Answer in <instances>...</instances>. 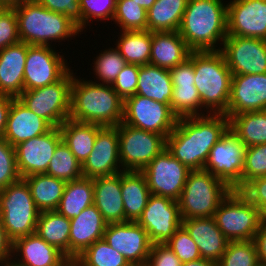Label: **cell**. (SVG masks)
Masks as SVG:
<instances>
[{
    "label": "cell",
    "mask_w": 266,
    "mask_h": 266,
    "mask_svg": "<svg viewBox=\"0 0 266 266\" xmlns=\"http://www.w3.org/2000/svg\"><path fill=\"white\" fill-rule=\"evenodd\" d=\"M113 21L122 31L147 30V11L133 0H117Z\"/></svg>",
    "instance_id": "obj_40"
},
{
    "label": "cell",
    "mask_w": 266,
    "mask_h": 266,
    "mask_svg": "<svg viewBox=\"0 0 266 266\" xmlns=\"http://www.w3.org/2000/svg\"><path fill=\"white\" fill-rule=\"evenodd\" d=\"M28 44L18 42L0 50V94L18 98L24 91Z\"/></svg>",
    "instance_id": "obj_26"
},
{
    "label": "cell",
    "mask_w": 266,
    "mask_h": 266,
    "mask_svg": "<svg viewBox=\"0 0 266 266\" xmlns=\"http://www.w3.org/2000/svg\"><path fill=\"white\" fill-rule=\"evenodd\" d=\"M136 222L147 231L152 244L166 243L182 226L178 201L151 194Z\"/></svg>",
    "instance_id": "obj_14"
},
{
    "label": "cell",
    "mask_w": 266,
    "mask_h": 266,
    "mask_svg": "<svg viewBox=\"0 0 266 266\" xmlns=\"http://www.w3.org/2000/svg\"><path fill=\"white\" fill-rule=\"evenodd\" d=\"M93 71L102 84L112 85L119 72L127 64L116 48L106 49L96 56Z\"/></svg>",
    "instance_id": "obj_43"
},
{
    "label": "cell",
    "mask_w": 266,
    "mask_h": 266,
    "mask_svg": "<svg viewBox=\"0 0 266 266\" xmlns=\"http://www.w3.org/2000/svg\"><path fill=\"white\" fill-rule=\"evenodd\" d=\"M92 204H94L93 179L82 177L66 183L56 211L71 219L79 216Z\"/></svg>",
    "instance_id": "obj_34"
},
{
    "label": "cell",
    "mask_w": 266,
    "mask_h": 266,
    "mask_svg": "<svg viewBox=\"0 0 266 266\" xmlns=\"http://www.w3.org/2000/svg\"><path fill=\"white\" fill-rule=\"evenodd\" d=\"M0 266H12L11 264H1Z\"/></svg>",
    "instance_id": "obj_61"
},
{
    "label": "cell",
    "mask_w": 266,
    "mask_h": 266,
    "mask_svg": "<svg viewBox=\"0 0 266 266\" xmlns=\"http://www.w3.org/2000/svg\"><path fill=\"white\" fill-rule=\"evenodd\" d=\"M15 13L20 41L28 45L51 46L50 41L60 42L81 32L64 14L44 8L36 0L15 8Z\"/></svg>",
    "instance_id": "obj_5"
},
{
    "label": "cell",
    "mask_w": 266,
    "mask_h": 266,
    "mask_svg": "<svg viewBox=\"0 0 266 266\" xmlns=\"http://www.w3.org/2000/svg\"><path fill=\"white\" fill-rule=\"evenodd\" d=\"M138 73L139 65L127 63L111 85L123 100L136 94Z\"/></svg>",
    "instance_id": "obj_48"
},
{
    "label": "cell",
    "mask_w": 266,
    "mask_h": 266,
    "mask_svg": "<svg viewBox=\"0 0 266 266\" xmlns=\"http://www.w3.org/2000/svg\"><path fill=\"white\" fill-rule=\"evenodd\" d=\"M218 49L232 75L266 73V40L227 35Z\"/></svg>",
    "instance_id": "obj_15"
},
{
    "label": "cell",
    "mask_w": 266,
    "mask_h": 266,
    "mask_svg": "<svg viewBox=\"0 0 266 266\" xmlns=\"http://www.w3.org/2000/svg\"><path fill=\"white\" fill-rule=\"evenodd\" d=\"M103 126L71 120H65L59 129L62 141L69 147L76 159L83 164L93 150L98 132Z\"/></svg>",
    "instance_id": "obj_31"
},
{
    "label": "cell",
    "mask_w": 266,
    "mask_h": 266,
    "mask_svg": "<svg viewBox=\"0 0 266 266\" xmlns=\"http://www.w3.org/2000/svg\"><path fill=\"white\" fill-rule=\"evenodd\" d=\"M227 16L228 35L266 40V0H232Z\"/></svg>",
    "instance_id": "obj_19"
},
{
    "label": "cell",
    "mask_w": 266,
    "mask_h": 266,
    "mask_svg": "<svg viewBox=\"0 0 266 266\" xmlns=\"http://www.w3.org/2000/svg\"><path fill=\"white\" fill-rule=\"evenodd\" d=\"M62 141L59 127L15 146L16 164L23 179L32 174L46 173L57 145Z\"/></svg>",
    "instance_id": "obj_18"
},
{
    "label": "cell",
    "mask_w": 266,
    "mask_h": 266,
    "mask_svg": "<svg viewBox=\"0 0 266 266\" xmlns=\"http://www.w3.org/2000/svg\"><path fill=\"white\" fill-rule=\"evenodd\" d=\"M165 244L175 253L181 263L201 258L197 244L183 226Z\"/></svg>",
    "instance_id": "obj_46"
},
{
    "label": "cell",
    "mask_w": 266,
    "mask_h": 266,
    "mask_svg": "<svg viewBox=\"0 0 266 266\" xmlns=\"http://www.w3.org/2000/svg\"><path fill=\"white\" fill-rule=\"evenodd\" d=\"M190 52L178 31L152 32L150 64L170 70L183 63Z\"/></svg>",
    "instance_id": "obj_28"
},
{
    "label": "cell",
    "mask_w": 266,
    "mask_h": 266,
    "mask_svg": "<svg viewBox=\"0 0 266 266\" xmlns=\"http://www.w3.org/2000/svg\"><path fill=\"white\" fill-rule=\"evenodd\" d=\"M258 260L261 266H266V224L261 223L253 239Z\"/></svg>",
    "instance_id": "obj_55"
},
{
    "label": "cell",
    "mask_w": 266,
    "mask_h": 266,
    "mask_svg": "<svg viewBox=\"0 0 266 266\" xmlns=\"http://www.w3.org/2000/svg\"><path fill=\"white\" fill-rule=\"evenodd\" d=\"M136 95L170 105L173 84L169 69L152 64L139 65Z\"/></svg>",
    "instance_id": "obj_29"
},
{
    "label": "cell",
    "mask_w": 266,
    "mask_h": 266,
    "mask_svg": "<svg viewBox=\"0 0 266 266\" xmlns=\"http://www.w3.org/2000/svg\"><path fill=\"white\" fill-rule=\"evenodd\" d=\"M94 205L109 223L125 222L121 172L93 179Z\"/></svg>",
    "instance_id": "obj_27"
},
{
    "label": "cell",
    "mask_w": 266,
    "mask_h": 266,
    "mask_svg": "<svg viewBox=\"0 0 266 266\" xmlns=\"http://www.w3.org/2000/svg\"><path fill=\"white\" fill-rule=\"evenodd\" d=\"M121 33L115 48L126 63L140 66L150 64L152 32L144 30L121 31Z\"/></svg>",
    "instance_id": "obj_37"
},
{
    "label": "cell",
    "mask_w": 266,
    "mask_h": 266,
    "mask_svg": "<svg viewBox=\"0 0 266 266\" xmlns=\"http://www.w3.org/2000/svg\"><path fill=\"white\" fill-rule=\"evenodd\" d=\"M118 130L120 164L124 171H142L166 148V138L120 123Z\"/></svg>",
    "instance_id": "obj_10"
},
{
    "label": "cell",
    "mask_w": 266,
    "mask_h": 266,
    "mask_svg": "<svg viewBox=\"0 0 266 266\" xmlns=\"http://www.w3.org/2000/svg\"><path fill=\"white\" fill-rule=\"evenodd\" d=\"M32 0H0V8L15 9Z\"/></svg>",
    "instance_id": "obj_57"
},
{
    "label": "cell",
    "mask_w": 266,
    "mask_h": 266,
    "mask_svg": "<svg viewBox=\"0 0 266 266\" xmlns=\"http://www.w3.org/2000/svg\"><path fill=\"white\" fill-rule=\"evenodd\" d=\"M82 12V31L90 20H113L117 0H79ZM87 23V24H86Z\"/></svg>",
    "instance_id": "obj_47"
},
{
    "label": "cell",
    "mask_w": 266,
    "mask_h": 266,
    "mask_svg": "<svg viewBox=\"0 0 266 266\" xmlns=\"http://www.w3.org/2000/svg\"><path fill=\"white\" fill-rule=\"evenodd\" d=\"M266 176V143L245 149L242 188L256 178Z\"/></svg>",
    "instance_id": "obj_44"
},
{
    "label": "cell",
    "mask_w": 266,
    "mask_h": 266,
    "mask_svg": "<svg viewBox=\"0 0 266 266\" xmlns=\"http://www.w3.org/2000/svg\"><path fill=\"white\" fill-rule=\"evenodd\" d=\"M218 266H261L254 241H229Z\"/></svg>",
    "instance_id": "obj_42"
},
{
    "label": "cell",
    "mask_w": 266,
    "mask_h": 266,
    "mask_svg": "<svg viewBox=\"0 0 266 266\" xmlns=\"http://www.w3.org/2000/svg\"><path fill=\"white\" fill-rule=\"evenodd\" d=\"M21 179L17 164L15 147L0 137V191Z\"/></svg>",
    "instance_id": "obj_45"
},
{
    "label": "cell",
    "mask_w": 266,
    "mask_h": 266,
    "mask_svg": "<svg viewBox=\"0 0 266 266\" xmlns=\"http://www.w3.org/2000/svg\"><path fill=\"white\" fill-rule=\"evenodd\" d=\"M44 8L62 13L75 23L82 32V12L79 0H36Z\"/></svg>",
    "instance_id": "obj_50"
},
{
    "label": "cell",
    "mask_w": 266,
    "mask_h": 266,
    "mask_svg": "<svg viewBox=\"0 0 266 266\" xmlns=\"http://www.w3.org/2000/svg\"><path fill=\"white\" fill-rule=\"evenodd\" d=\"M121 191L124 204L125 222H136L145 209L150 189L141 171L121 172Z\"/></svg>",
    "instance_id": "obj_30"
},
{
    "label": "cell",
    "mask_w": 266,
    "mask_h": 266,
    "mask_svg": "<svg viewBox=\"0 0 266 266\" xmlns=\"http://www.w3.org/2000/svg\"><path fill=\"white\" fill-rule=\"evenodd\" d=\"M71 223L56 210L40 212L36 234L48 244L55 246L69 258V235Z\"/></svg>",
    "instance_id": "obj_35"
},
{
    "label": "cell",
    "mask_w": 266,
    "mask_h": 266,
    "mask_svg": "<svg viewBox=\"0 0 266 266\" xmlns=\"http://www.w3.org/2000/svg\"><path fill=\"white\" fill-rule=\"evenodd\" d=\"M72 266H131L125 257L103 238L86 248L72 261Z\"/></svg>",
    "instance_id": "obj_38"
},
{
    "label": "cell",
    "mask_w": 266,
    "mask_h": 266,
    "mask_svg": "<svg viewBox=\"0 0 266 266\" xmlns=\"http://www.w3.org/2000/svg\"><path fill=\"white\" fill-rule=\"evenodd\" d=\"M120 168L118 130L103 127L97 134L92 152L82 164L83 177L95 179L114 175L124 171Z\"/></svg>",
    "instance_id": "obj_20"
},
{
    "label": "cell",
    "mask_w": 266,
    "mask_h": 266,
    "mask_svg": "<svg viewBox=\"0 0 266 266\" xmlns=\"http://www.w3.org/2000/svg\"><path fill=\"white\" fill-rule=\"evenodd\" d=\"M123 107L124 100L111 85L78 79L73 74L69 115L71 120L115 127L123 120Z\"/></svg>",
    "instance_id": "obj_2"
},
{
    "label": "cell",
    "mask_w": 266,
    "mask_h": 266,
    "mask_svg": "<svg viewBox=\"0 0 266 266\" xmlns=\"http://www.w3.org/2000/svg\"><path fill=\"white\" fill-rule=\"evenodd\" d=\"M182 226L197 244L201 258L218 263L229 240L223 235L214 218L183 219Z\"/></svg>",
    "instance_id": "obj_25"
},
{
    "label": "cell",
    "mask_w": 266,
    "mask_h": 266,
    "mask_svg": "<svg viewBox=\"0 0 266 266\" xmlns=\"http://www.w3.org/2000/svg\"><path fill=\"white\" fill-rule=\"evenodd\" d=\"M13 99V97L0 94V137L5 132L8 113Z\"/></svg>",
    "instance_id": "obj_56"
},
{
    "label": "cell",
    "mask_w": 266,
    "mask_h": 266,
    "mask_svg": "<svg viewBox=\"0 0 266 266\" xmlns=\"http://www.w3.org/2000/svg\"><path fill=\"white\" fill-rule=\"evenodd\" d=\"M73 72L69 70L59 81L23 91L18 99L34 114L59 127L70 115Z\"/></svg>",
    "instance_id": "obj_9"
},
{
    "label": "cell",
    "mask_w": 266,
    "mask_h": 266,
    "mask_svg": "<svg viewBox=\"0 0 266 266\" xmlns=\"http://www.w3.org/2000/svg\"><path fill=\"white\" fill-rule=\"evenodd\" d=\"M188 0H156L147 11L150 32L178 31Z\"/></svg>",
    "instance_id": "obj_33"
},
{
    "label": "cell",
    "mask_w": 266,
    "mask_h": 266,
    "mask_svg": "<svg viewBox=\"0 0 266 266\" xmlns=\"http://www.w3.org/2000/svg\"><path fill=\"white\" fill-rule=\"evenodd\" d=\"M213 218L229 241L253 240L261 224L259 209L233 189L222 200Z\"/></svg>",
    "instance_id": "obj_8"
},
{
    "label": "cell",
    "mask_w": 266,
    "mask_h": 266,
    "mask_svg": "<svg viewBox=\"0 0 266 266\" xmlns=\"http://www.w3.org/2000/svg\"><path fill=\"white\" fill-rule=\"evenodd\" d=\"M240 192L259 209L266 203V176L248 182Z\"/></svg>",
    "instance_id": "obj_53"
},
{
    "label": "cell",
    "mask_w": 266,
    "mask_h": 266,
    "mask_svg": "<svg viewBox=\"0 0 266 266\" xmlns=\"http://www.w3.org/2000/svg\"><path fill=\"white\" fill-rule=\"evenodd\" d=\"M173 86L195 85V74L193 68V51L181 64L169 70Z\"/></svg>",
    "instance_id": "obj_52"
},
{
    "label": "cell",
    "mask_w": 266,
    "mask_h": 266,
    "mask_svg": "<svg viewBox=\"0 0 266 266\" xmlns=\"http://www.w3.org/2000/svg\"><path fill=\"white\" fill-rule=\"evenodd\" d=\"M260 223L266 224V203L259 208Z\"/></svg>",
    "instance_id": "obj_60"
},
{
    "label": "cell",
    "mask_w": 266,
    "mask_h": 266,
    "mask_svg": "<svg viewBox=\"0 0 266 266\" xmlns=\"http://www.w3.org/2000/svg\"><path fill=\"white\" fill-rule=\"evenodd\" d=\"M12 246L13 242L8 238L0 216V265L12 262Z\"/></svg>",
    "instance_id": "obj_54"
},
{
    "label": "cell",
    "mask_w": 266,
    "mask_h": 266,
    "mask_svg": "<svg viewBox=\"0 0 266 266\" xmlns=\"http://www.w3.org/2000/svg\"><path fill=\"white\" fill-rule=\"evenodd\" d=\"M246 146L230 130L211 148L204 170L224 181L231 189H242Z\"/></svg>",
    "instance_id": "obj_11"
},
{
    "label": "cell",
    "mask_w": 266,
    "mask_h": 266,
    "mask_svg": "<svg viewBox=\"0 0 266 266\" xmlns=\"http://www.w3.org/2000/svg\"><path fill=\"white\" fill-rule=\"evenodd\" d=\"M266 110V73L232 75L226 116Z\"/></svg>",
    "instance_id": "obj_21"
},
{
    "label": "cell",
    "mask_w": 266,
    "mask_h": 266,
    "mask_svg": "<svg viewBox=\"0 0 266 266\" xmlns=\"http://www.w3.org/2000/svg\"><path fill=\"white\" fill-rule=\"evenodd\" d=\"M39 214L30 187L24 179L0 191L1 221L12 242L36 233Z\"/></svg>",
    "instance_id": "obj_7"
},
{
    "label": "cell",
    "mask_w": 266,
    "mask_h": 266,
    "mask_svg": "<svg viewBox=\"0 0 266 266\" xmlns=\"http://www.w3.org/2000/svg\"><path fill=\"white\" fill-rule=\"evenodd\" d=\"M146 11H148L156 0H133Z\"/></svg>",
    "instance_id": "obj_59"
},
{
    "label": "cell",
    "mask_w": 266,
    "mask_h": 266,
    "mask_svg": "<svg viewBox=\"0 0 266 266\" xmlns=\"http://www.w3.org/2000/svg\"><path fill=\"white\" fill-rule=\"evenodd\" d=\"M193 68L195 87L203 109H207V114L226 115L231 94L232 72L222 52L193 51Z\"/></svg>",
    "instance_id": "obj_4"
},
{
    "label": "cell",
    "mask_w": 266,
    "mask_h": 266,
    "mask_svg": "<svg viewBox=\"0 0 266 266\" xmlns=\"http://www.w3.org/2000/svg\"><path fill=\"white\" fill-rule=\"evenodd\" d=\"M46 174L66 182L83 177L82 164L76 159L69 147L61 141L49 162Z\"/></svg>",
    "instance_id": "obj_39"
},
{
    "label": "cell",
    "mask_w": 266,
    "mask_h": 266,
    "mask_svg": "<svg viewBox=\"0 0 266 266\" xmlns=\"http://www.w3.org/2000/svg\"><path fill=\"white\" fill-rule=\"evenodd\" d=\"M230 130L246 147L266 143V110L244 112L229 119Z\"/></svg>",
    "instance_id": "obj_36"
},
{
    "label": "cell",
    "mask_w": 266,
    "mask_h": 266,
    "mask_svg": "<svg viewBox=\"0 0 266 266\" xmlns=\"http://www.w3.org/2000/svg\"><path fill=\"white\" fill-rule=\"evenodd\" d=\"M190 171L165 148L141 172L151 194L178 201Z\"/></svg>",
    "instance_id": "obj_13"
},
{
    "label": "cell",
    "mask_w": 266,
    "mask_h": 266,
    "mask_svg": "<svg viewBox=\"0 0 266 266\" xmlns=\"http://www.w3.org/2000/svg\"><path fill=\"white\" fill-rule=\"evenodd\" d=\"M20 42L15 9L0 8V50Z\"/></svg>",
    "instance_id": "obj_49"
},
{
    "label": "cell",
    "mask_w": 266,
    "mask_h": 266,
    "mask_svg": "<svg viewBox=\"0 0 266 266\" xmlns=\"http://www.w3.org/2000/svg\"><path fill=\"white\" fill-rule=\"evenodd\" d=\"M52 128L53 126L47 120L34 114L18 98H14L2 137L15 147L30 138L45 134Z\"/></svg>",
    "instance_id": "obj_23"
},
{
    "label": "cell",
    "mask_w": 266,
    "mask_h": 266,
    "mask_svg": "<svg viewBox=\"0 0 266 266\" xmlns=\"http://www.w3.org/2000/svg\"><path fill=\"white\" fill-rule=\"evenodd\" d=\"M227 20L222 0H188L178 32L191 51H219L217 42L223 45L228 35Z\"/></svg>",
    "instance_id": "obj_3"
},
{
    "label": "cell",
    "mask_w": 266,
    "mask_h": 266,
    "mask_svg": "<svg viewBox=\"0 0 266 266\" xmlns=\"http://www.w3.org/2000/svg\"><path fill=\"white\" fill-rule=\"evenodd\" d=\"M12 252V258L21 256V260L15 257L17 262H10L12 266H72V261L63 252L36 233L16 239Z\"/></svg>",
    "instance_id": "obj_22"
},
{
    "label": "cell",
    "mask_w": 266,
    "mask_h": 266,
    "mask_svg": "<svg viewBox=\"0 0 266 266\" xmlns=\"http://www.w3.org/2000/svg\"><path fill=\"white\" fill-rule=\"evenodd\" d=\"M69 259L73 261L86 248L102 239L107 222L94 204L70 219Z\"/></svg>",
    "instance_id": "obj_24"
},
{
    "label": "cell",
    "mask_w": 266,
    "mask_h": 266,
    "mask_svg": "<svg viewBox=\"0 0 266 266\" xmlns=\"http://www.w3.org/2000/svg\"><path fill=\"white\" fill-rule=\"evenodd\" d=\"M229 129L225 114H207L178 118L166 137V149L190 170H202L211 148Z\"/></svg>",
    "instance_id": "obj_1"
},
{
    "label": "cell",
    "mask_w": 266,
    "mask_h": 266,
    "mask_svg": "<svg viewBox=\"0 0 266 266\" xmlns=\"http://www.w3.org/2000/svg\"><path fill=\"white\" fill-rule=\"evenodd\" d=\"M70 69L62 55L46 45H28L24 91L59 81Z\"/></svg>",
    "instance_id": "obj_16"
},
{
    "label": "cell",
    "mask_w": 266,
    "mask_h": 266,
    "mask_svg": "<svg viewBox=\"0 0 266 266\" xmlns=\"http://www.w3.org/2000/svg\"><path fill=\"white\" fill-rule=\"evenodd\" d=\"M181 266H218V263L200 258L198 260L182 263Z\"/></svg>",
    "instance_id": "obj_58"
},
{
    "label": "cell",
    "mask_w": 266,
    "mask_h": 266,
    "mask_svg": "<svg viewBox=\"0 0 266 266\" xmlns=\"http://www.w3.org/2000/svg\"><path fill=\"white\" fill-rule=\"evenodd\" d=\"M177 120L170 105L136 94L124 100V124L155 132L166 138L175 128Z\"/></svg>",
    "instance_id": "obj_12"
},
{
    "label": "cell",
    "mask_w": 266,
    "mask_h": 266,
    "mask_svg": "<svg viewBox=\"0 0 266 266\" xmlns=\"http://www.w3.org/2000/svg\"><path fill=\"white\" fill-rule=\"evenodd\" d=\"M181 261L165 244H152L146 266H181Z\"/></svg>",
    "instance_id": "obj_51"
},
{
    "label": "cell",
    "mask_w": 266,
    "mask_h": 266,
    "mask_svg": "<svg viewBox=\"0 0 266 266\" xmlns=\"http://www.w3.org/2000/svg\"><path fill=\"white\" fill-rule=\"evenodd\" d=\"M23 179L29 185L32 198L40 212L57 210L66 181L46 173L32 174Z\"/></svg>",
    "instance_id": "obj_32"
},
{
    "label": "cell",
    "mask_w": 266,
    "mask_h": 266,
    "mask_svg": "<svg viewBox=\"0 0 266 266\" xmlns=\"http://www.w3.org/2000/svg\"><path fill=\"white\" fill-rule=\"evenodd\" d=\"M103 239L121 253L131 266H146L152 242L137 222L109 223Z\"/></svg>",
    "instance_id": "obj_17"
},
{
    "label": "cell",
    "mask_w": 266,
    "mask_h": 266,
    "mask_svg": "<svg viewBox=\"0 0 266 266\" xmlns=\"http://www.w3.org/2000/svg\"><path fill=\"white\" fill-rule=\"evenodd\" d=\"M170 107L178 118L205 115L198 112L203 110V106L195 85L173 86Z\"/></svg>",
    "instance_id": "obj_41"
},
{
    "label": "cell",
    "mask_w": 266,
    "mask_h": 266,
    "mask_svg": "<svg viewBox=\"0 0 266 266\" xmlns=\"http://www.w3.org/2000/svg\"><path fill=\"white\" fill-rule=\"evenodd\" d=\"M231 188L207 170H191L178 200L183 219L213 217Z\"/></svg>",
    "instance_id": "obj_6"
}]
</instances>
